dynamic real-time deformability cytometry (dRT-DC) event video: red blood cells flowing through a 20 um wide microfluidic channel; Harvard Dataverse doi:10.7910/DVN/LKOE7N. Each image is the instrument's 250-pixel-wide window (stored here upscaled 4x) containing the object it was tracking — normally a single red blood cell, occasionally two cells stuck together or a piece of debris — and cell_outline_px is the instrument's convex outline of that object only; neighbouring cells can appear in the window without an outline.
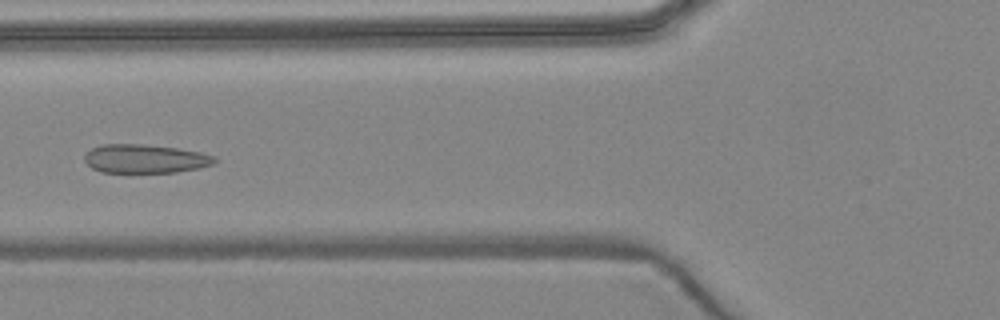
{"species": "common noctule bat (a hibernating species)", "species_latin": "Nyctalus noctula", "temperature_condition": "warm", "stored_images_in_passage": 5, "camera_frame_rate_fps": 3000, "um_per_image_px": 0.085, "animal": {"sex": "female", "body_mass_g": 24.6, "forearm_length_mm": 56.2}, "frame": {"image": 1, "passage_image": 4, "time_ms": 3.667, "image_size_px": [1000, 320], "cell_outline_px": [[216, 160], [212, 164], [200, 168], [176, 172], [100, 172], [92, 168], [84, 160], [84, 156], [92, 148], [100, 144], [140, 144], [176, 148], [200, 152], [216, 156]], "centroid_in_image_um": [12.33, 13.49], "position_along_channel_um": 113.5, "area_um2": 21.68}}
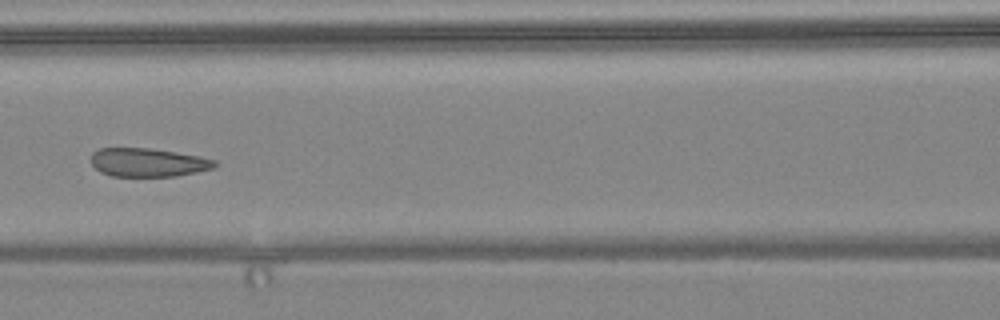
{"frame": {"image": 2, "passage_image": 5, "time_ms": 4.667, "image_size_px": [1000, 320], "cell_outline_px": [[220, 164], [216, 168], [176, 176], [112, 176], [100, 172], [92, 164], [92, 152], [100, 148], [148, 148], [200, 156], [216, 160]], "centroid_in_image_um": [12.63, 13.81], "position_along_channel_um": 154.0, "area_um2": 20.63}}